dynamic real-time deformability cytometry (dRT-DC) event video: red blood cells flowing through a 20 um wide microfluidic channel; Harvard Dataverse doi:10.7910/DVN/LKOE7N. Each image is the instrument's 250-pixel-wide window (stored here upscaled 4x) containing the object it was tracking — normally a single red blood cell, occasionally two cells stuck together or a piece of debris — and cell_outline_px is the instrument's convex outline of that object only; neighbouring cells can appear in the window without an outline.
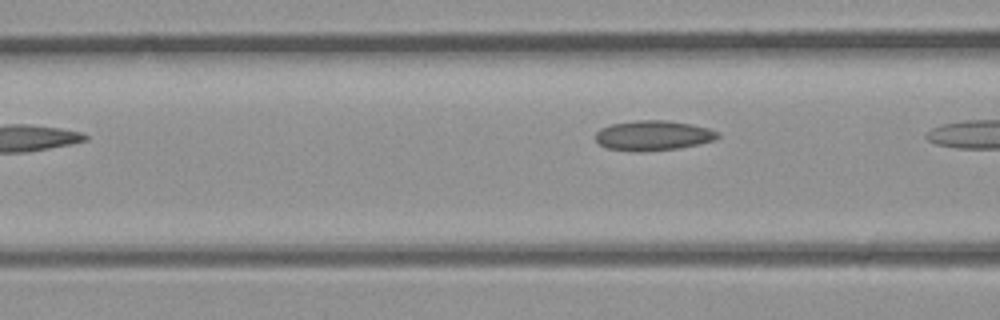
{"species": "common noctule bat (a hibernating species)", "species_latin": "Nyctalus noctula", "temperature_condition": "room temperature", "stored_images_in_passage": 7, "camera_frame_rate_fps": 3000, "um_per_image_px": 0.085, "animal": {"sex": "male", "body_mass_g": 23.1, "forearm_length_mm": 52.7}, "frame": {"image": 1, "passage_image": 6, "time_ms": 1.667, "image_size_px": [1000, 320], "cell_outline_px": [[720, 136], [712, 140], [700, 144], [680, 148], [640, 152], [632, 152], [608, 148], [600, 144], [596, 140], [596, 132], [600, 128], [612, 124], [636, 120], [668, 120], [692, 124], [708, 128], [720, 132]], "centroid_in_image_um": [55.53, 11.52], "position_along_channel_um": 111.1, "area_um2": 21.5}}
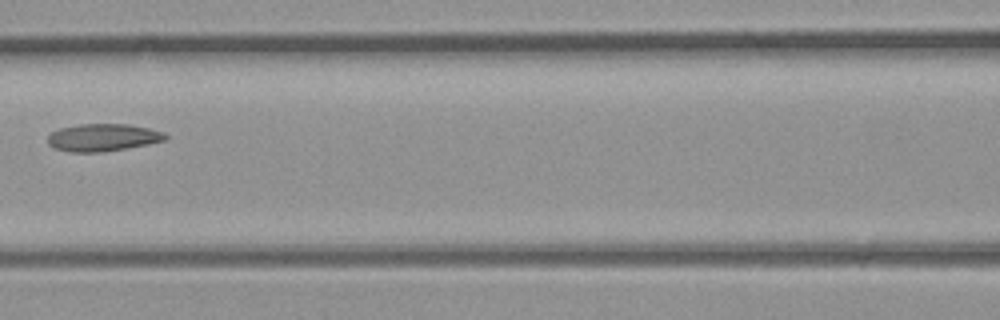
{"frame": {"image": 2, "passage_image": 7, "time_ms": 2.0, "image_size_px": [1000, 320], "cell_outline_px": [[168, 136], [164, 140], [148, 144], [104, 152], [72, 152], [52, 148], [48, 144], [48, 136], [52, 132], [60, 128], [80, 124], [128, 124], [148, 128], [164, 132]], "centroid_in_image_um": [8.72, 11.69], "position_along_channel_um": 157.9, "area_um2": 18.79}}